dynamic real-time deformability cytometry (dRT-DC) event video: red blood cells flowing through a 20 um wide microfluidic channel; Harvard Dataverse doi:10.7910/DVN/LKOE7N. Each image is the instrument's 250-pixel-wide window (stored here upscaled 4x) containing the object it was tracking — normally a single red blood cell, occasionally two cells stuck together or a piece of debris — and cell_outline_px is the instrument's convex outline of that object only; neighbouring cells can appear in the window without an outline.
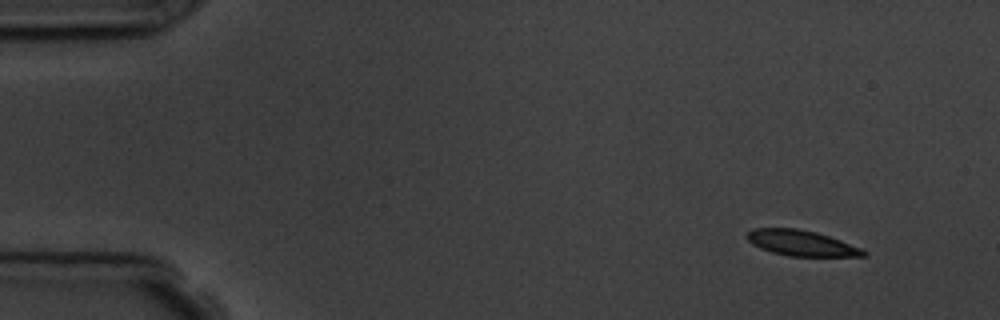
{"species": "common noctule bat (a hibernating species)", "species_latin": "Nyctalus noctula", "temperature_condition": "room temperature", "stored_images_in_passage": 4, "camera_frame_rate_fps": 3000, "um_per_image_px": 0.085, "animal": {"sex": "male", "body_mass_g": 19.5, "forearm_length_mm": 54.6}, "frame": {"image": 1, "passage_image": 1, "time_ms": 0.0, "image_size_px": [1000, 320], "cell_outline_px": [[868, 256], [788, 256], [772, 252], [760, 248], [752, 244], [744, 236], [752, 228], [796, 228], [816, 232], [864, 248], [868, 252]], "centroid_in_image_um": [68.13, 20.66], "position_along_channel_um": 16.9, "area_um2": 17.51}}
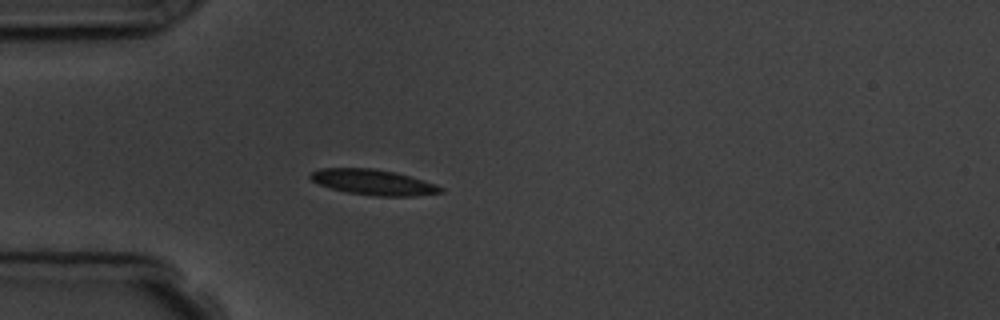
{"frame": {"image": 2, "passage_image": 4, "time_ms": 3.667, "image_size_px": [1000, 320], "cell_outline_px": [[444, 192], [416, 196], [376, 196], [348, 192], [332, 188], [320, 184], [312, 180], [308, 176], [312, 172], [320, 168], [372, 168], [396, 172], [436, 184], [444, 188]], "centroid_in_image_um": [31.77, 15.49], "position_along_channel_um": 53.2, "area_um2": 19.25}}